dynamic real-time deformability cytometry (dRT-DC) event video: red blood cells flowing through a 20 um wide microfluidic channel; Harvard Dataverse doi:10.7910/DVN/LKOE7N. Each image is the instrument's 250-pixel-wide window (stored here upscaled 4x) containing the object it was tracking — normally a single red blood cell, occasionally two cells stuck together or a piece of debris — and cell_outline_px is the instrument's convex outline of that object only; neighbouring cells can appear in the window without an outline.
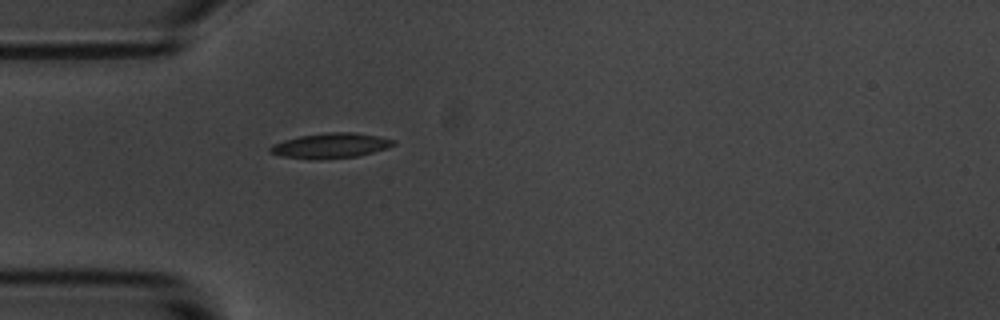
{"species": "common noctule bat (a hibernating species)", "species_latin": "Nyctalus noctula", "temperature_condition": "room temperature", "stored_images_in_passage": 1, "camera_frame_rate_fps": 3000, "um_per_image_px": 0.085, "animal": {"sex": "male", "body_mass_g": 20.1, "forearm_length_mm": 53.5}, "frame": {"image": 1, "passage_image": 1, "time_ms": 0.0, "image_size_px": [1000, 320], "cell_outline_px": [[396, 144], [388, 148], [356, 156], [320, 160], [280, 156], [272, 152], [268, 148], [272, 144], [284, 140], [300, 136], [328, 132], [352, 132], [380, 136], [396, 140]], "centroid_in_image_um": [28.13, 12.37], "position_along_channel_um": 56.9, "area_um2": 18.03}}